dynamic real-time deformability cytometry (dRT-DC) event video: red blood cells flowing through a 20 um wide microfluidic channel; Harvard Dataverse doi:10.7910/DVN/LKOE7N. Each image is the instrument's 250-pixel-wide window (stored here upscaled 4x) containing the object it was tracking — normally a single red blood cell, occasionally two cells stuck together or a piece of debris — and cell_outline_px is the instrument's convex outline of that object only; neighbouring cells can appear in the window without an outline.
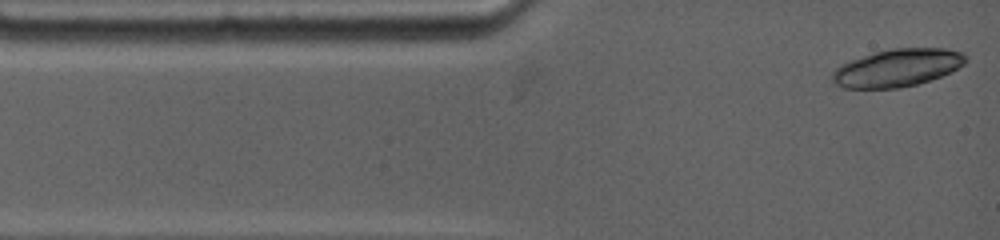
{"species": "common noctule bat (a hibernating species)", "species_latin": "Nyctalus noctula", "temperature_condition": "warm", "stored_images_in_passage": 2, "camera_frame_rate_fps": 4500, "um_per_image_px": 0.085, "animal": {"sex": "female", "body_mass_g": 19.0, "forearm_length_mm": 53.3}, "frame": {"image": 1, "passage_image": 1, "time_ms": 0.0, "image_size_px": [1000, 240], "cell_outline_px": [[968, 60], [964, 64], [952, 72], [916, 84], [900, 88], [844, 88], [836, 84], [832, 80], [832, 72], [840, 64], [872, 52], [892, 48], [944, 48], [964, 52]], "centroid_in_image_um": [76.28, 5.75], "position_along_channel_um": 8.7, "area_um2": 29.42}}